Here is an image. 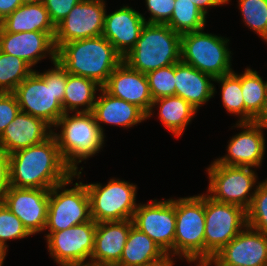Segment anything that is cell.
Listing matches in <instances>:
<instances>
[{"instance_id":"1","label":"cell","mask_w":267,"mask_h":266,"mask_svg":"<svg viewBox=\"0 0 267 266\" xmlns=\"http://www.w3.org/2000/svg\"><path fill=\"white\" fill-rule=\"evenodd\" d=\"M9 158L11 186L17 188L51 189L74 174L53 135L38 145L13 152Z\"/></svg>"},{"instance_id":"2","label":"cell","mask_w":267,"mask_h":266,"mask_svg":"<svg viewBox=\"0 0 267 266\" xmlns=\"http://www.w3.org/2000/svg\"><path fill=\"white\" fill-rule=\"evenodd\" d=\"M43 73L36 69L13 92L20 111L42 119L52 128L65 113L62 104L67 72L58 63Z\"/></svg>"},{"instance_id":"3","label":"cell","mask_w":267,"mask_h":266,"mask_svg":"<svg viewBox=\"0 0 267 266\" xmlns=\"http://www.w3.org/2000/svg\"><path fill=\"white\" fill-rule=\"evenodd\" d=\"M57 61L67 73L86 77L103 87L123 56L103 36L70 41L57 49Z\"/></svg>"},{"instance_id":"4","label":"cell","mask_w":267,"mask_h":266,"mask_svg":"<svg viewBox=\"0 0 267 266\" xmlns=\"http://www.w3.org/2000/svg\"><path fill=\"white\" fill-rule=\"evenodd\" d=\"M54 127L52 135L63 160L73 172L79 170V163L94 157L105 145L106 135L92 112L64 113Z\"/></svg>"},{"instance_id":"5","label":"cell","mask_w":267,"mask_h":266,"mask_svg":"<svg viewBox=\"0 0 267 266\" xmlns=\"http://www.w3.org/2000/svg\"><path fill=\"white\" fill-rule=\"evenodd\" d=\"M123 61L144 74L176 64L181 61V35L167 24L146 23Z\"/></svg>"},{"instance_id":"6","label":"cell","mask_w":267,"mask_h":266,"mask_svg":"<svg viewBox=\"0 0 267 266\" xmlns=\"http://www.w3.org/2000/svg\"><path fill=\"white\" fill-rule=\"evenodd\" d=\"M174 259L205 263V193L175 199Z\"/></svg>"},{"instance_id":"7","label":"cell","mask_w":267,"mask_h":266,"mask_svg":"<svg viewBox=\"0 0 267 266\" xmlns=\"http://www.w3.org/2000/svg\"><path fill=\"white\" fill-rule=\"evenodd\" d=\"M49 191L47 221L44 232L61 231L91 221L90 198L85 183L80 179L84 167ZM72 188H66L68 185Z\"/></svg>"},{"instance_id":"8","label":"cell","mask_w":267,"mask_h":266,"mask_svg":"<svg viewBox=\"0 0 267 266\" xmlns=\"http://www.w3.org/2000/svg\"><path fill=\"white\" fill-rule=\"evenodd\" d=\"M230 40L204 29L181 35V61L214 79L233 72Z\"/></svg>"},{"instance_id":"9","label":"cell","mask_w":267,"mask_h":266,"mask_svg":"<svg viewBox=\"0 0 267 266\" xmlns=\"http://www.w3.org/2000/svg\"><path fill=\"white\" fill-rule=\"evenodd\" d=\"M255 170L222 165L214 160L206 168L209 179L206 194L217 202L237 205L247 211L259 183Z\"/></svg>"},{"instance_id":"10","label":"cell","mask_w":267,"mask_h":266,"mask_svg":"<svg viewBox=\"0 0 267 266\" xmlns=\"http://www.w3.org/2000/svg\"><path fill=\"white\" fill-rule=\"evenodd\" d=\"M90 198L91 218L96 222L130 220L137 209V185L112 177L105 185L85 184Z\"/></svg>"},{"instance_id":"11","label":"cell","mask_w":267,"mask_h":266,"mask_svg":"<svg viewBox=\"0 0 267 266\" xmlns=\"http://www.w3.org/2000/svg\"><path fill=\"white\" fill-rule=\"evenodd\" d=\"M247 226L246 210L221 203L205 193V263Z\"/></svg>"},{"instance_id":"12","label":"cell","mask_w":267,"mask_h":266,"mask_svg":"<svg viewBox=\"0 0 267 266\" xmlns=\"http://www.w3.org/2000/svg\"><path fill=\"white\" fill-rule=\"evenodd\" d=\"M97 223L91 221L45 234L49 255L58 266L91 264Z\"/></svg>"},{"instance_id":"13","label":"cell","mask_w":267,"mask_h":266,"mask_svg":"<svg viewBox=\"0 0 267 266\" xmlns=\"http://www.w3.org/2000/svg\"><path fill=\"white\" fill-rule=\"evenodd\" d=\"M150 200L138 203L132 222L133 226L148 235L170 258L174 259L175 198Z\"/></svg>"},{"instance_id":"14","label":"cell","mask_w":267,"mask_h":266,"mask_svg":"<svg viewBox=\"0 0 267 266\" xmlns=\"http://www.w3.org/2000/svg\"><path fill=\"white\" fill-rule=\"evenodd\" d=\"M106 0H81L68 15L55 26L54 44H62L102 36L106 13Z\"/></svg>"},{"instance_id":"15","label":"cell","mask_w":267,"mask_h":266,"mask_svg":"<svg viewBox=\"0 0 267 266\" xmlns=\"http://www.w3.org/2000/svg\"><path fill=\"white\" fill-rule=\"evenodd\" d=\"M208 264L210 266H267V235L246 226L216 253Z\"/></svg>"},{"instance_id":"16","label":"cell","mask_w":267,"mask_h":266,"mask_svg":"<svg viewBox=\"0 0 267 266\" xmlns=\"http://www.w3.org/2000/svg\"><path fill=\"white\" fill-rule=\"evenodd\" d=\"M233 127L241 131L227 142L226 154L215 161L222 165L260 168L266 151L265 129L254 122H237Z\"/></svg>"},{"instance_id":"17","label":"cell","mask_w":267,"mask_h":266,"mask_svg":"<svg viewBox=\"0 0 267 266\" xmlns=\"http://www.w3.org/2000/svg\"><path fill=\"white\" fill-rule=\"evenodd\" d=\"M50 189L17 188L10 186L3 203L23 223L31 235L44 232Z\"/></svg>"},{"instance_id":"18","label":"cell","mask_w":267,"mask_h":266,"mask_svg":"<svg viewBox=\"0 0 267 266\" xmlns=\"http://www.w3.org/2000/svg\"><path fill=\"white\" fill-rule=\"evenodd\" d=\"M55 32H0V51L21 58L32 68L46 57L57 61Z\"/></svg>"},{"instance_id":"19","label":"cell","mask_w":267,"mask_h":266,"mask_svg":"<svg viewBox=\"0 0 267 266\" xmlns=\"http://www.w3.org/2000/svg\"><path fill=\"white\" fill-rule=\"evenodd\" d=\"M102 88L111 96L136 105L146 115L151 110L153 99L146 74L131 68L124 61L113 70Z\"/></svg>"},{"instance_id":"20","label":"cell","mask_w":267,"mask_h":266,"mask_svg":"<svg viewBox=\"0 0 267 266\" xmlns=\"http://www.w3.org/2000/svg\"><path fill=\"white\" fill-rule=\"evenodd\" d=\"M145 19L144 14L128 4L112 13L107 14L106 10L102 36L124 57L139 39Z\"/></svg>"},{"instance_id":"21","label":"cell","mask_w":267,"mask_h":266,"mask_svg":"<svg viewBox=\"0 0 267 266\" xmlns=\"http://www.w3.org/2000/svg\"><path fill=\"white\" fill-rule=\"evenodd\" d=\"M52 132L53 128L42 119L20 111L0 136V149L10 155L46 141Z\"/></svg>"},{"instance_id":"22","label":"cell","mask_w":267,"mask_h":266,"mask_svg":"<svg viewBox=\"0 0 267 266\" xmlns=\"http://www.w3.org/2000/svg\"><path fill=\"white\" fill-rule=\"evenodd\" d=\"M132 226V219L97 223L91 264L116 266L121 259Z\"/></svg>"},{"instance_id":"23","label":"cell","mask_w":267,"mask_h":266,"mask_svg":"<svg viewBox=\"0 0 267 266\" xmlns=\"http://www.w3.org/2000/svg\"><path fill=\"white\" fill-rule=\"evenodd\" d=\"M213 82L211 75L193 66L182 61L175 64V96L182 97L197 111L217 93Z\"/></svg>"},{"instance_id":"24","label":"cell","mask_w":267,"mask_h":266,"mask_svg":"<svg viewBox=\"0 0 267 266\" xmlns=\"http://www.w3.org/2000/svg\"><path fill=\"white\" fill-rule=\"evenodd\" d=\"M92 113L104 135L103 123L129 129L147 120V115L139 107L111 96L103 88L100 89Z\"/></svg>"},{"instance_id":"25","label":"cell","mask_w":267,"mask_h":266,"mask_svg":"<svg viewBox=\"0 0 267 266\" xmlns=\"http://www.w3.org/2000/svg\"><path fill=\"white\" fill-rule=\"evenodd\" d=\"M158 109V118L162 125L176 138H180L191 124L197 110L182 97L168 96L153 100L147 119L154 115V109ZM154 108V109H153Z\"/></svg>"},{"instance_id":"26","label":"cell","mask_w":267,"mask_h":266,"mask_svg":"<svg viewBox=\"0 0 267 266\" xmlns=\"http://www.w3.org/2000/svg\"><path fill=\"white\" fill-rule=\"evenodd\" d=\"M174 261L148 235L132 226L116 266H140L152 262Z\"/></svg>"},{"instance_id":"27","label":"cell","mask_w":267,"mask_h":266,"mask_svg":"<svg viewBox=\"0 0 267 266\" xmlns=\"http://www.w3.org/2000/svg\"><path fill=\"white\" fill-rule=\"evenodd\" d=\"M55 32L48 11L43 2L22 4L13 13L0 22V32Z\"/></svg>"},{"instance_id":"28","label":"cell","mask_w":267,"mask_h":266,"mask_svg":"<svg viewBox=\"0 0 267 266\" xmlns=\"http://www.w3.org/2000/svg\"><path fill=\"white\" fill-rule=\"evenodd\" d=\"M101 88L91 79L67 73L62 104L64 112H92Z\"/></svg>"},{"instance_id":"29","label":"cell","mask_w":267,"mask_h":266,"mask_svg":"<svg viewBox=\"0 0 267 266\" xmlns=\"http://www.w3.org/2000/svg\"><path fill=\"white\" fill-rule=\"evenodd\" d=\"M241 73V89L245 104V122H253L261 112L267 91V81L250 67Z\"/></svg>"},{"instance_id":"30","label":"cell","mask_w":267,"mask_h":266,"mask_svg":"<svg viewBox=\"0 0 267 266\" xmlns=\"http://www.w3.org/2000/svg\"><path fill=\"white\" fill-rule=\"evenodd\" d=\"M207 16L190 0H175L167 25L180 35L205 29Z\"/></svg>"},{"instance_id":"31","label":"cell","mask_w":267,"mask_h":266,"mask_svg":"<svg viewBox=\"0 0 267 266\" xmlns=\"http://www.w3.org/2000/svg\"><path fill=\"white\" fill-rule=\"evenodd\" d=\"M220 84L222 107L227 113L238 117V123L245 122V104L241 89V74L235 71L214 79Z\"/></svg>"},{"instance_id":"32","label":"cell","mask_w":267,"mask_h":266,"mask_svg":"<svg viewBox=\"0 0 267 266\" xmlns=\"http://www.w3.org/2000/svg\"><path fill=\"white\" fill-rule=\"evenodd\" d=\"M33 71L21 58L0 51V92H14Z\"/></svg>"},{"instance_id":"33","label":"cell","mask_w":267,"mask_h":266,"mask_svg":"<svg viewBox=\"0 0 267 266\" xmlns=\"http://www.w3.org/2000/svg\"><path fill=\"white\" fill-rule=\"evenodd\" d=\"M243 23L267 44V0H238Z\"/></svg>"},{"instance_id":"34","label":"cell","mask_w":267,"mask_h":266,"mask_svg":"<svg viewBox=\"0 0 267 266\" xmlns=\"http://www.w3.org/2000/svg\"><path fill=\"white\" fill-rule=\"evenodd\" d=\"M247 214V226L267 235V178L260 181Z\"/></svg>"},{"instance_id":"35","label":"cell","mask_w":267,"mask_h":266,"mask_svg":"<svg viewBox=\"0 0 267 266\" xmlns=\"http://www.w3.org/2000/svg\"><path fill=\"white\" fill-rule=\"evenodd\" d=\"M31 236L22 221L8 207L0 203V247L8 252L9 240H20Z\"/></svg>"},{"instance_id":"36","label":"cell","mask_w":267,"mask_h":266,"mask_svg":"<svg viewBox=\"0 0 267 266\" xmlns=\"http://www.w3.org/2000/svg\"><path fill=\"white\" fill-rule=\"evenodd\" d=\"M146 77L153 100L175 96V64L151 71Z\"/></svg>"},{"instance_id":"37","label":"cell","mask_w":267,"mask_h":266,"mask_svg":"<svg viewBox=\"0 0 267 266\" xmlns=\"http://www.w3.org/2000/svg\"><path fill=\"white\" fill-rule=\"evenodd\" d=\"M175 0H145V6L150 17L146 23L167 24L174 10Z\"/></svg>"},{"instance_id":"38","label":"cell","mask_w":267,"mask_h":266,"mask_svg":"<svg viewBox=\"0 0 267 266\" xmlns=\"http://www.w3.org/2000/svg\"><path fill=\"white\" fill-rule=\"evenodd\" d=\"M20 112L17 98L13 92H0V136Z\"/></svg>"},{"instance_id":"39","label":"cell","mask_w":267,"mask_h":266,"mask_svg":"<svg viewBox=\"0 0 267 266\" xmlns=\"http://www.w3.org/2000/svg\"><path fill=\"white\" fill-rule=\"evenodd\" d=\"M81 0H44L51 22L56 26Z\"/></svg>"},{"instance_id":"40","label":"cell","mask_w":267,"mask_h":266,"mask_svg":"<svg viewBox=\"0 0 267 266\" xmlns=\"http://www.w3.org/2000/svg\"><path fill=\"white\" fill-rule=\"evenodd\" d=\"M11 186L9 154L0 149V203Z\"/></svg>"},{"instance_id":"41","label":"cell","mask_w":267,"mask_h":266,"mask_svg":"<svg viewBox=\"0 0 267 266\" xmlns=\"http://www.w3.org/2000/svg\"><path fill=\"white\" fill-rule=\"evenodd\" d=\"M21 5V0H0V22Z\"/></svg>"},{"instance_id":"42","label":"cell","mask_w":267,"mask_h":266,"mask_svg":"<svg viewBox=\"0 0 267 266\" xmlns=\"http://www.w3.org/2000/svg\"><path fill=\"white\" fill-rule=\"evenodd\" d=\"M193 2L206 16L208 15V7H217L220 5H226L231 0H190Z\"/></svg>"},{"instance_id":"43","label":"cell","mask_w":267,"mask_h":266,"mask_svg":"<svg viewBox=\"0 0 267 266\" xmlns=\"http://www.w3.org/2000/svg\"><path fill=\"white\" fill-rule=\"evenodd\" d=\"M254 123L260 125L267 130V91L265 95V102L259 115L254 119Z\"/></svg>"},{"instance_id":"44","label":"cell","mask_w":267,"mask_h":266,"mask_svg":"<svg viewBox=\"0 0 267 266\" xmlns=\"http://www.w3.org/2000/svg\"><path fill=\"white\" fill-rule=\"evenodd\" d=\"M175 262L177 261H159L140 266H174Z\"/></svg>"},{"instance_id":"45","label":"cell","mask_w":267,"mask_h":266,"mask_svg":"<svg viewBox=\"0 0 267 266\" xmlns=\"http://www.w3.org/2000/svg\"><path fill=\"white\" fill-rule=\"evenodd\" d=\"M6 256H7V252L0 247V266H3Z\"/></svg>"},{"instance_id":"46","label":"cell","mask_w":267,"mask_h":266,"mask_svg":"<svg viewBox=\"0 0 267 266\" xmlns=\"http://www.w3.org/2000/svg\"><path fill=\"white\" fill-rule=\"evenodd\" d=\"M44 0H21L22 4H38L42 3Z\"/></svg>"},{"instance_id":"47","label":"cell","mask_w":267,"mask_h":266,"mask_svg":"<svg viewBox=\"0 0 267 266\" xmlns=\"http://www.w3.org/2000/svg\"><path fill=\"white\" fill-rule=\"evenodd\" d=\"M62 266H95L93 264H75V265H62Z\"/></svg>"},{"instance_id":"48","label":"cell","mask_w":267,"mask_h":266,"mask_svg":"<svg viewBox=\"0 0 267 266\" xmlns=\"http://www.w3.org/2000/svg\"><path fill=\"white\" fill-rule=\"evenodd\" d=\"M194 266H210L208 263H197Z\"/></svg>"}]
</instances>
